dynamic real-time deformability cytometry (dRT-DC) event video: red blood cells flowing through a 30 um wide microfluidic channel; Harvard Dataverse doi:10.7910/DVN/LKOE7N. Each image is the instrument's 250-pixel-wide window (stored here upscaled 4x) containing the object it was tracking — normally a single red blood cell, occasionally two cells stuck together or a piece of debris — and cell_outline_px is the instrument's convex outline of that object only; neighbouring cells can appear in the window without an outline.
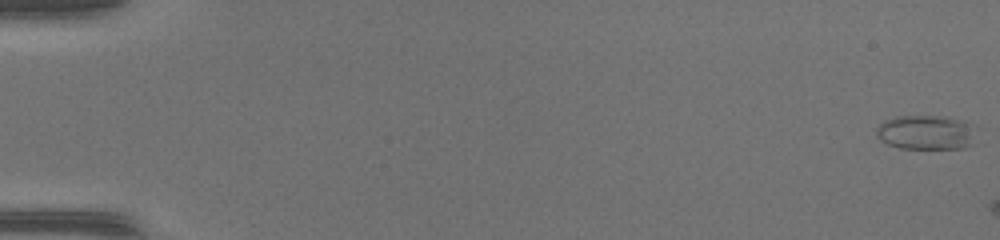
{"species": "common noctule bat (a hibernating species)", "species_latin": "Nyctalus noctula", "temperature_condition": "warm", "stored_images_in_passage": 7, "camera_frame_rate_fps": 3000, "um_per_image_px": 0.085, "animal": {"sex": "female", "body_mass_g": 17.0, "forearm_length_mm": 48.0}, "frame": {"image": 1, "passage_image": 1, "time_ms": 0.0, "image_size_px": [1000, 240], "cell_outline_px": [[980, 128], [976, 144], [964, 148], [900, 148], [888, 144], [880, 140], [876, 136], [876, 128], [884, 120], [896, 116], [944, 116], [964, 120]], "centroid_in_image_um": [78.84, 11.25], "position_along_channel_um": 6.2, "area_um2": 20.87}}